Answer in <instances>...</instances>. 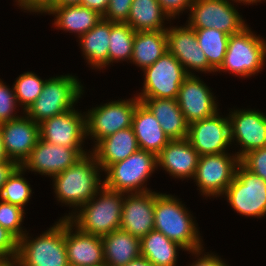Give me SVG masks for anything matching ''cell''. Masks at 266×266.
I'll return each instance as SVG.
<instances>
[{"label":"cell","mask_w":266,"mask_h":266,"mask_svg":"<svg viewBox=\"0 0 266 266\" xmlns=\"http://www.w3.org/2000/svg\"><path fill=\"white\" fill-rule=\"evenodd\" d=\"M0 266H15V261L11 259H0Z\"/></svg>","instance_id":"obj_49"},{"label":"cell","mask_w":266,"mask_h":266,"mask_svg":"<svg viewBox=\"0 0 266 266\" xmlns=\"http://www.w3.org/2000/svg\"><path fill=\"white\" fill-rule=\"evenodd\" d=\"M131 127L139 148L154 153L156 156L171 141L162 130L156 117L142 102L136 106Z\"/></svg>","instance_id":"obj_25"},{"label":"cell","mask_w":266,"mask_h":266,"mask_svg":"<svg viewBox=\"0 0 266 266\" xmlns=\"http://www.w3.org/2000/svg\"><path fill=\"white\" fill-rule=\"evenodd\" d=\"M40 139L54 145L83 148L86 138L85 117L74 108L39 124Z\"/></svg>","instance_id":"obj_15"},{"label":"cell","mask_w":266,"mask_h":266,"mask_svg":"<svg viewBox=\"0 0 266 266\" xmlns=\"http://www.w3.org/2000/svg\"><path fill=\"white\" fill-rule=\"evenodd\" d=\"M224 194L237 213L259 218L266 215V181L241 163Z\"/></svg>","instance_id":"obj_8"},{"label":"cell","mask_w":266,"mask_h":266,"mask_svg":"<svg viewBox=\"0 0 266 266\" xmlns=\"http://www.w3.org/2000/svg\"><path fill=\"white\" fill-rule=\"evenodd\" d=\"M183 205L174 196L155 192L154 229L199 257L202 239L192 215Z\"/></svg>","instance_id":"obj_1"},{"label":"cell","mask_w":266,"mask_h":266,"mask_svg":"<svg viewBox=\"0 0 266 266\" xmlns=\"http://www.w3.org/2000/svg\"><path fill=\"white\" fill-rule=\"evenodd\" d=\"M19 240L7 229L0 226V259L16 260Z\"/></svg>","instance_id":"obj_40"},{"label":"cell","mask_w":266,"mask_h":266,"mask_svg":"<svg viewBox=\"0 0 266 266\" xmlns=\"http://www.w3.org/2000/svg\"><path fill=\"white\" fill-rule=\"evenodd\" d=\"M195 32L208 63L217 70L223 63L230 36L215 28L195 29Z\"/></svg>","instance_id":"obj_32"},{"label":"cell","mask_w":266,"mask_h":266,"mask_svg":"<svg viewBox=\"0 0 266 266\" xmlns=\"http://www.w3.org/2000/svg\"><path fill=\"white\" fill-rule=\"evenodd\" d=\"M240 158L228 153L199 156L194 180L205 197L221 196L236 175Z\"/></svg>","instance_id":"obj_12"},{"label":"cell","mask_w":266,"mask_h":266,"mask_svg":"<svg viewBox=\"0 0 266 266\" xmlns=\"http://www.w3.org/2000/svg\"><path fill=\"white\" fill-rule=\"evenodd\" d=\"M6 155L21 166L40 139L39 124L27 115L0 124Z\"/></svg>","instance_id":"obj_17"},{"label":"cell","mask_w":266,"mask_h":266,"mask_svg":"<svg viewBox=\"0 0 266 266\" xmlns=\"http://www.w3.org/2000/svg\"><path fill=\"white\" fill-rule=\"evenodd\" d=\"M109 0H81L80 5L88 7L100 15H104L107 10Z\"/></svg>","instance_id":"obj_45"},{"label":"cell","mask_w":266,"mask_h":266,"mask_svg":"<svg viewBox=\"0 0 266 266\" xmlns=\"http://www.w3.org/2000/svg\"><path fill=\"white\" fill-rule=\"evenodd\" d=\"M266 41L254 35L249 27L230 35L223 63L216 71H230L241 77L252 76L263 68Z\"/></svg>","instance_id":"obj_7"},{"label":"cell","mask_w":266,"mask_h":266,"mask_svg":"<svg viewBox=\"0 0 266 266\" xmlns=\"http://www.w3.org/2000/svg\"><path fill=\"white\" fill-rule=\"evenodd\" d=\"M155 192L124 195L120 229L141 239L154 229Z\"/></svg>","instance_id":"obj_20"},{"label":"cell","mask_w":266,"mask_h":266,"mask_svg":"<svg viewBox=\"0 0 266 266\" xmlns=\"http://www.w3.org/2000/svg\"><path fill=\"white\" fill-rule=\"evenodd\" d=\"M143 72L145 75L143 93L140 92L137 98L177 99L180 86L189 76L169 51Z\"/></svg>","instance_id":"obj_9"},{"label":"cell","mask_w":266,"mask_h":266,"mask_svg":"<svg viewBox=\"0 0 266 266\" xmlns=\"http://www.w3.org/2000/svg\"><path fill=\"white\" fill-rule=\"evenodd\" d=\"M158 2L163 11L171 19L172 17L174 18L176 15H179V13L185 9H190L194 0H158Z\"/></svg>","instance_id":"obj_41"},{"label":"cell","mask_w":266,"mask_h":266,"mask_svg":"<svg viewBox=\"0 0 266 266\" xmlns=\"http://www.w3.org/2000/svg\"><path fill=\"white\" fill-rule=\"evenodd\" d=\"M45 81L33 72L21 74L15 81L14 91L17 103H21L25 110L39 97Z\"/></svg>","instance_id":"obj_35"},{"label":"cell","mask_w":266,"mask_h":266,"mask_svg":"<svg viewBox=\"0 0 266 266\" xmlns=\"http://www.w3.org/2000/svg\"><path fill=\"white\" fill-rule=\"evenodd\" d=\"M232 1H234V2L236 1L238 3L242 2L243 4L245 3V4H248V5L251 4V3L253 4V3L261 2V0H232Z\"/></svg>","instance_id":"obj_50"},{"label":"cell","mask_w":266,"mask_h":266,"mask_svg":"<svg viewBox=\"0 0 266 266\" xmlns=\"http://www.w3.org/2000/svg\"><path fill=\"white\" fill-rule=\"evenodd\" d=\"M199 156L187 139L171 140L157 155V166L175 178H194Z\"/></svg>","instance_id":"obj_22"},{"label":"cell","mask_w":266,"mask_h":266,"mask_svg":"<svg viewBox=\"0 0 266 266\" xmlns=\"http://www.w3.org/2000/svg\"><path fill=\"white\" fill-rule=\"evenodd\" d=\"M167 51L166 30L136 32L130 62L144 70L154 64Z\"/></svg>","instance_id":"obj_29"},{"label":"cell","mask_w":266,"mask_h":266,"mask_svg":"<svg viewBox=\"0 0 266 266\" xmlns=\"http://www.w3.org/2000/svg\"><path fill=\"white\" fill-rule=\"evenodd\" d=\"M24 234L19 240L15 266H69L65 246V219L39 237L30 240Z\"/></svg>","instance_id":"obj_4"},{"label":"cell","mask_w":266,"mask_h":266,"mask_svg":"<svg viewBox=\"0 0 266 266\" xmlns=\"http://www.w3.org/2000/svg\"><path fill=\"white\" fill-rule=\"evenodd\" d=\"M65 219V246L69 266H102L105 264L102 237L81 232Z\"/></svg>","instance_id":"obj_21"},{"label":"cell","mask_w":266,"mask_h":266,"mask_svg":"<svg viewBox=\"0 0 266 266\" xmlns=\"http://www.w3.org/2000/svg\"><path fill=\"white\" fill-rule=\"evenodd\" d=\"M131 4L132 0H109L107 10L102 19L125 23L130 14Z\"/></svg>","instance_id":"obj_39"},{"label":"cell","mask_w":266,"mask_h":266,"mask_svg":"<svg viewBox=\"0 0 266 266\" xmlns=\"http://www.w3.org/2000/svg\"><path fill=\"white\" fill-rule=\"evenodd\" d=\"M81 0H54L51 7H63L68 5H80Z\"/></svg>","instance_id":"obj_46"},{"label":"cell","mask_w":266,"mask_h":266,"mask_svg":"<svg viewBox=\"0 0 266 266\" xmlns=\"http://www.w3.org/2000/svg\"><path fill=\"white\" fill-rule=\"evenodd\" d=\"M157 168V156L154 153L137 150L123 161L108 166L107 175L102 181L109 190L124 194L144 193L150 191L143 185Z\"/></svg>","instance_id":"obj_6"},{"label":"cell","mask_w":266,"mask_h":266,"mask_svg":"<svg viewBox=\"0 0 266 266\" xmlns=\"http://www.w3.org/2000/svg\"><path fill=\"white\" fill-rule=\"evenodd\" d=\"M10 159L8 158V156L6 155L5 149H4V145H3V141H2V133L0 130V163L1 162H5V161H9Z\"/></svg>","instance_id":"obj_48"},{"label":"cell","mask_w":266,"mask_h":266,"mask_svg":"<svg viewBox=\"0 0 266 266\" xmlns=\"http://www.w3.org/2000/svg\"><path fill=\"white\" fill-rule=\"evenodd\" d=\"M46 13L56 16V27L69 33L74 32L78 37L90 31L102 19L98 12L82 5L51 7Z\"/></svg>","instance_id":"obj_27"},{"label":"cell","mask_w":266,"mask_h":266,"mask_svg":"<svg viewBox=\"0 0 266 266\" xmlns=\"http://www.w3.org/2000/svg\"><path fill=\"white\" fill-rule=\"evenodd\" d=\"M19 167V165L13 160L0 163V192L3 185L6 183L12 173Z\"/></svg>","instance_id":"obj_43"},{"label":"cell","mask_w":266,"mask_h":266,"mask_svg":"<svg viewBox=\"0 0 266 266\" xmlns=\"http://www.w3.org/2000/svg\"><path fill=\"white\" fill-rule=\"evenodd\" d=\"M187 140L200 156L225 153L231 143L229 117L213 116L189 125Z\"/></svg>","instance_id":"obj_14"},{"label":"cell","mask_w":266,"mask_h":266,"mask_svg":"<svg viewBox=\"0 0 266 266\" xmlns=\"http://www.w3.org/2000/svg\"><path fill=\"white\" fill-rule=\"evenodd\" d=\"M16 102L17 98L14 87L10 90V88L4 85L3 81L0 80V124L19 118V116L13 115L17 107Z\"/></svg>","instance_id":"obj_38"},{"label":"cell","mask_w":266,"mask_h":266,"mask_svg":"<svg viewBox=\"0 0 266 266\" xmlns=\"http://www.w3.org/2000/svg\"><path fill=\"white\" fill-rule=\"evenodd\" d=\"M82 149L54 145L39 139L21 167L25 172L29 169L41 175L54 177L88 154Z\"/></svg>","instance_id":"obj_13"},{"label":"cell","mask_w":266,"mask_h":266,"mask_svg":"<svg viewBox=\"0 0 266 266\" xmlns=\"http://www.w3.org/2000/svg\"><path fill=\"white\" fill-rule=\"evenodd\" d=\"M240 163L266 181V147L249 151L240 159Z\"/></svg>","instance_id":"obj_37"},{"label":"cell","mask_w":266,"mask_h":266,"mask_svg":"<svg viewBox=\"0 0 266 266\" xmlns=\"http://www.w3.org/2000/svg\"><path fill=\"white\" fill-rule=\"evenodd\" d=\"M17 1V0H16ZM54 0H18V5L30 12L46 13Z\"/></svg>","instance_id":"obj_42"},{"label":"cell","mask_w":266,"mask_h":266,"mask_svg":"<svg viewBox=\"0 0 266 266\" xmlns=\"http://www.w3.org/2000/svg\"><path fill=\"white\" fill-rule=\"evenodd\" d=\"M170 19L163 11L158 0H132L130 14L125 23L136 32L161 31L164 20Z\"/></svg>","instance_id":"obj_31"},{"label":"cell","mask_w":266,"mask_h":266,"mask_svg":"<svg viewBox=\"0 0 266 266\" xmlns=\"http://www.w3.org/2000/svg\"><path fill=\"white\" fill-rule=\"evenodd\" d=\"M74 165L53 177L56 198L70 207H81L103 187L100 180V165L90 153Z\"/></svg>","instance_id":"obj_3"},{"label":"cell","mask_w":266,"mask_h":266,"mask_svg":"<svg viewBox=\"0 0 266 266\" xmlns=\"http://www.w3.org/2000/svg\"><path fill=\"white\" fill-rule=\"evenodd\" d=\"M167 49L181 63L189 75L191 69L202 72H216L208 63L204 51L199 47L195 29L185 27H170L166 30ZM188 68L190 70H188Z\"/></svg>","instance_id":"obj_16"},{"label":"cell","mask_w":266,"mask_h":266,"mask_svg":"<svg viewBox=\"0 0 266 266\" xmlns=\"http://www.w3.org/2000/svg\"><path fill=\"white\" fill-rule=\"evenodd\" d=\"M139 149L135 133L132 127H129L100 140L94 145L91 153L96 157L101 170H105L108 166L123 161Z\"/></svg>","instance_id":"obj_23"},{"label":"cell","mask_w":266,"mask_h":266,"mask_svg":"<svg viewBox=\"0 0 266 266\" xmlns=\"http://www.w3.org/2000/svg\"><path fill=\"white\" fill-rule=\"evenodd\" d=\"M198 260H196L192 265L190 266H227L222 260L221 258H219L218 256L214 255V254H204V256H200L199 258H197Z\"/></svg>","instance_id":"obj_44"},{"label":"cell","mask_w":266,"mask_h":266,"mask_svg":"<svg viewBox=\"0 0 266 266\" xmlns=\"http://www.w3.org/2000/svg\"><path fill=\"white\" fill-rule=\"evenodd\" d=\"M135 98L112 101L85 114L86 137L92 136L95 145L103 138L132 126L133 115L140 100Z\"/></svg>","instance_id":"obj_10"},{"label":"cell","mask_w":266,"mask_h":266,"mask_svg":"<svg viewBox=\"0 0 266 266\" xmlns=\"http://www.w3.org/2000/svg\"><path fill=\"white\" fill-rule=\"evenodd\" d=\"M156 117L170 140L187 139L189 124L183 115L177 99L138 98Z\"/></svg>","instance_id":"obj_24"},{"label":"cell","mask_w":266,"mask_h":266,"mask_svg":"<svg viewBox=\"0 0 266 266\" xmlns=\"http://www.w3.org/2000/svg\"><path fill=\"white\" fill-rule=\"evenodd\" d=\"M141 257L154 266H176L177 249H183L160 231L153 229L140 239Z\"/></svg>","instance_id":"obj_30"},{"label":"cell","mask_w":266,"mask_h":266,"mask_svg":"<svg viewBox=\"0 0 266 266\" xmlns=\"http://www.w3.org/2000/svg\"><path fill=\"white\" fill-rule=\"evenodd\" d=\"M189 11L188 26L193 29L215 28L230 36L247 27L228 0H194Z\"/></svg>","instance_id":"obj_11"},{"label":"cell","mask_w":266,"mask_h":266,"mask_svg":"<svg viewBox=\"0 0 266 266\" xmlns=\"http://www.w3.org/2000/svg\"><path fill=\"white\" fill-rule=\"evenodd\" d=\"M24 170L19 166L8 178L0 192V200L18 205L24 209L30 200L32 189L30 184L22 177Z\"/></svg>","instance_id":"obj_34"},{"label":"cell","mask_w":266,"mask_h":266,"mask_svg":"<svg viewBox=\"0 0 266 266\" xmlns=\"http://www.w3.org/2000/svg\"><path fill=\"white\" fill-rule=\"evenodd\" d=\"M123 203L124 193L112 191L103 186L96 195L80 207L79 213L78 211L76 215L69 213V216L65 215L63 219H68L81 232L102 237L120 229Z\"/></svg>","instance_id":"obj_2"},{"label":"cell","mask_w":266,"mask_h":266,"mask_svg":"<svg viewBox=\"0 0 266 266\" xmlns=\"http://www.w3.org/2000/svg\"><path fill=\"white\" fill-rule=\"evenodd\" d=\"M111 21L101 19L90 31L81 35L80 44L87 63L95 68L109 65Z\"/></svg>","instance_id":"obj_28"},{"label":"cell","mask_w":266,"mask_h":266,"mask_svg":"<svg viewBox=\"0 0 266 266\" xmlns=\"http://www.w3.org/2000/svg\"><path fill=\"white\" fill-rule=\"evenodd\" d=\"M230 113L231 142L236 140L242 147L236 153L240 159L251 150L266 147V115L245 109Z\"/></svg>","instance_id":"obj_18"},{"label":"cell","mask_w":266,"mask_h":266,"mask_svg":"<svg viewBox=\"0 0 266 266\" xmlns=\"http://www.w3.org/2000/svg\"><path fill=\"white\" fill-rule=\"evenodd\" d=\"M215 97L196 75H189L179 88L178 105L187 123L213 116L217 111Z\"/></svg>","instance_id":"obj_19"},{"label":"cell","mask_w":266,"mask_h":266,"mask_svg":"<svg viewBox=\"0 0 266 266\" xmlns=\"http://www.w3.org/2000/svg\"><path fill=\"white\" fill-rule=\"evenodd\" d=\"M136 31L127 23L111 22L109 63L131 60Z\"/></svg>","instance_id":"obj_33"},{"label":"cell","mask_w":266,"mask_h":266,"mask_svg":"<svg viewBox=\"0 0 266 266\" xmlns=\"http://www.w3.org/2000/svg\"><path fill=\"white\" fill-rule=\"evenodd\" d=\"M79 80L72 75L46 79L39 97L25 110V114L40 124L46 119L73 109V104L84 91Z\"/></svg>","instance_id":"obj_5"},{"label":"cell","mask_w":266,"mask_h":266,"mask_svg":"<svg viewBox=\"0 0 266 266\" xmlns=\"http://www.w3.org/2000/svg\"><path fill=\"white\" fill-rule=\"evenodd\" d=\"M25 210L15 204L0 200V226L11 232L18 240L22 238L26 230L23 231L21 224L23 222Z\"/></svg>","instance_id":"obj_36"},{"label":"cell","mask_w":266,"mask_h":266,"mask_svg":"<svg viewBox=\"0 0 266 266\" xmlns=\"http://www.w3.org/2000/svg\"><path fill=\"white\" fill-rule=\"evenodd\" d=\"M104 261L109 266H125L141 257L140 239L118 229L102 236Z\"/></svg>","instance_id":"obj_26"},{"label":"cell","mask_w":266,"mask_h":266,"mask_svg":"<svg viewBox=\"0 0 266 266\" xmlns=\"http://www.w3.org/2000/svg\"><path fill=\"white\" fill-rule=\"evenodd\" d=\"M125 266H154V265L150 263L147 259L139 257L136 260L130 261Z\"/></svg>","instance_id":"obj_47"}]
</instances>
